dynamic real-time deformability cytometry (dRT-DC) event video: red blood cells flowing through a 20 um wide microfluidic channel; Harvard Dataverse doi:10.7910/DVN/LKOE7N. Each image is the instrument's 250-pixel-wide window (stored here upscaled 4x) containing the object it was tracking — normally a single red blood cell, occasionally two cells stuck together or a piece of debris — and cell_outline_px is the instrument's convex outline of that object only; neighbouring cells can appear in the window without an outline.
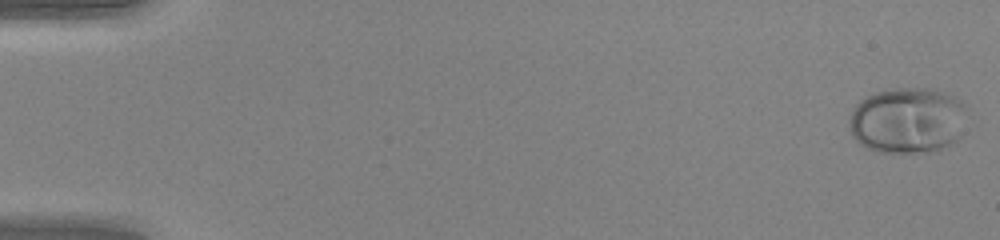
{"species": "human", "species_latin": "Homo sapiens", "temperature_condition": "warm", "stored_images_in_passage": 49, "camera_frame_rate_fps": 3000, "um_per_image_px": 0.085, "donor": {"sex": "female"}, "frame": {"image": 1, "passage_image": 1, "time_ms": 0.0, "image_size_px": [1000, 240], "cell_outline_px": [[964, 104], [960, 136], [952, 144], [940, 152], [876, 152], [860, 144], [852, 136], [852, 112], [856, 104], [860, 100], [876, 92], [900, 88], [928, 88], [952, 96], [960, 100]], "centroid_in_image_um": [77.15, 10.26], "position_along_channel_um": 7.9, "area_um2": 44.74}}
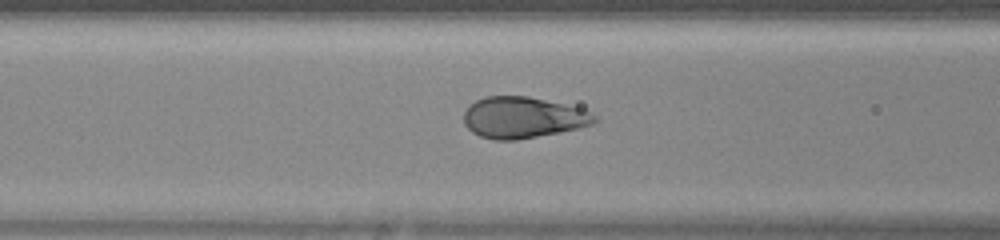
{"frame": {"image": 2, "passage_image": 21, "time_ms": 6.667, "image_size_px": [1000, 240], "cell_outline_px": [[600, 120], [592, 124], [580, 128], [560, 132], [516, 140], [492, 140], [480, 136], [472, 132], [464, 124], [464, 112], [476, 100], [484, 96], [528, 96], [580, 108], [592, 112]], "centroid_in_image_um": [44.46, 10.0], "position_along_channel_um": 122.1, "area_um2": 31.44}}
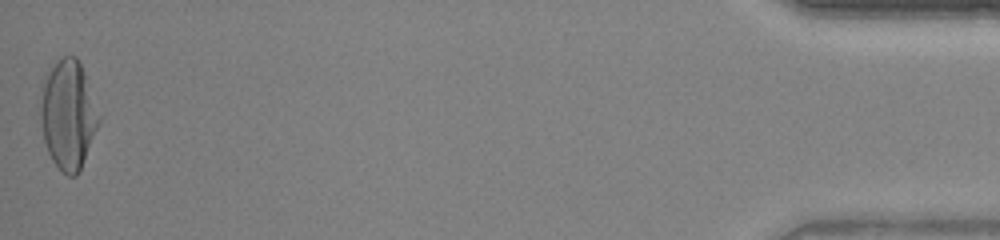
{"frame": {"image": 3, "passage_image": 49, "time_ms": 16.0, "image_size_px": [1000, 240], "cell_outline_px": [[100, 120], [80, 172], [76, 176], [68, 176], [52, 160], [48, 152], [44, 140], [40, 120], [40, 84], [52, 68], [64, 56], [76, 56], [84, 72], [100, 116]], "centroid_in_image_um": [5.77, 9.77], "position_along_channel_um": 429.4, "area_um2": 36.82}, "authors_computed_cell_mechanics": {"area_um2": 33.524, "velocity_mm_per_s": 4.2468, "shape_relaxation_time_tau1_ms": 2.7582, "shape_relaxation_time_tau2_ms": null, "deformation_change_tau1": 0.2139, "deformation_change_tau2": null}}